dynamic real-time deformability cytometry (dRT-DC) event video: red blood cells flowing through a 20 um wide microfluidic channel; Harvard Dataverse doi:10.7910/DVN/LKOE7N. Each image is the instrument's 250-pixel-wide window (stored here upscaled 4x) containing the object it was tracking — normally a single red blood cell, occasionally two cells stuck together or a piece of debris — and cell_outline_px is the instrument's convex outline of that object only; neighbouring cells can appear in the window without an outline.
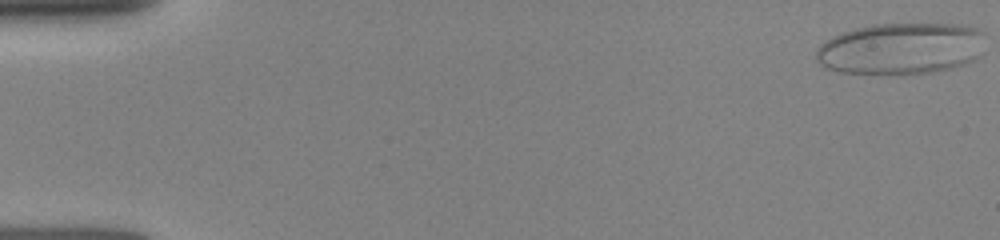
{"species": "human", "species_latin": "Homo sapiens", "temperature_condition": "room temperature", "stored_images_in_passage": 17, "camera_frame_rate_fps": 3000, "um_per_image_px": 0.085, "donor": {"sex": "female"}, "frame": {"image": 1, "passage_image": 1, "time_ms": 0.0, "image_size_px": [1000, 240], "cell_outline_px": [[980, 32], [976, 56], [972, 60], [948, 68], [932, 72], [892, 76], [840, 72], [828, 68], [820, 64], [816, 60], [816, 52], [820, 44], [844, 32], [856, 28], [872, 24], [964, 24], [976, 28]], "centroid_in_image_um": [76.46, 4.15], "position_along_channel_um": 8.5, "area_um2": 50.34}}
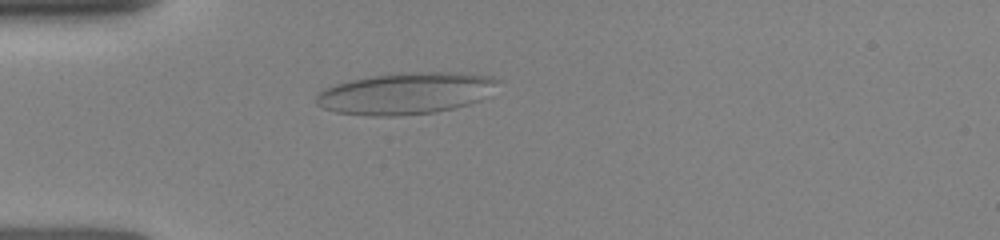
{"frame": {"image": 2, "passage_image": 12, "time_ms": 4.333, "image_size_px": [1000, 240], "cell_outline_px": [[500, 80], [492, 96], [468, 104], [436, 112], [396, 116], [368, 116], [336, 112], [324, 108], [316, 104], [316, 96], [324, 88], [336, 84], [352, 80], [376, 76], [412, 72], [448, 72], [492, 76]], "centroid_in_image_um": [34.55, 7.95], "position_along_channel_um": 50.4, "area_um2": 44.04}}